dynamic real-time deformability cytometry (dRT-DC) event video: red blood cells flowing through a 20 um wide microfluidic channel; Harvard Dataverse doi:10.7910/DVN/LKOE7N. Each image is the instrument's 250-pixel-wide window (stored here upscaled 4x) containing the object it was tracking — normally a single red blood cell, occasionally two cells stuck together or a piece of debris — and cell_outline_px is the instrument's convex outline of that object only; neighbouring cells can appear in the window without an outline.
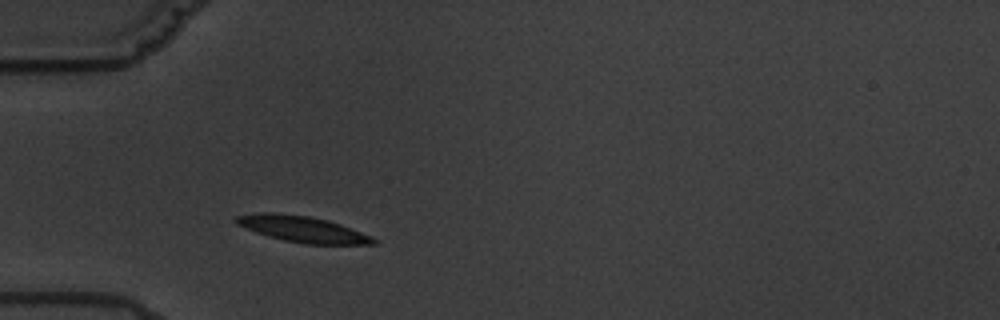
{"species": "common noctule bat (a hibernating species)", "species_latin": "Nyctalus noctula", "temperature_condition": "warm", "stored_images_in_passage": 1, "camera_frame_rate_fps": 3000, "um_per_image_px": 0.085, "animal": {"sex": "male", "body_mass_g": 19.5, "forearm_length_mm": 54.6}, "frame": {"image": 1, "passage_image": 1, "time_ms": 0.0, "image_size_px": [1000, 320], "cell_outline_px": [[376, 244], [304, 244], [284, 240], [268, 236], [256, 232], [236, 224], [232, 220], [236, 216], [260, 212], [272, 212], [308, 216], [328, 220], [340, 224], [372, 236], [376, 240]], "centroid_in_image_um": [25.69, 19.47], "position_along_channel_um": 59.3, "area_um2": 20.81}}